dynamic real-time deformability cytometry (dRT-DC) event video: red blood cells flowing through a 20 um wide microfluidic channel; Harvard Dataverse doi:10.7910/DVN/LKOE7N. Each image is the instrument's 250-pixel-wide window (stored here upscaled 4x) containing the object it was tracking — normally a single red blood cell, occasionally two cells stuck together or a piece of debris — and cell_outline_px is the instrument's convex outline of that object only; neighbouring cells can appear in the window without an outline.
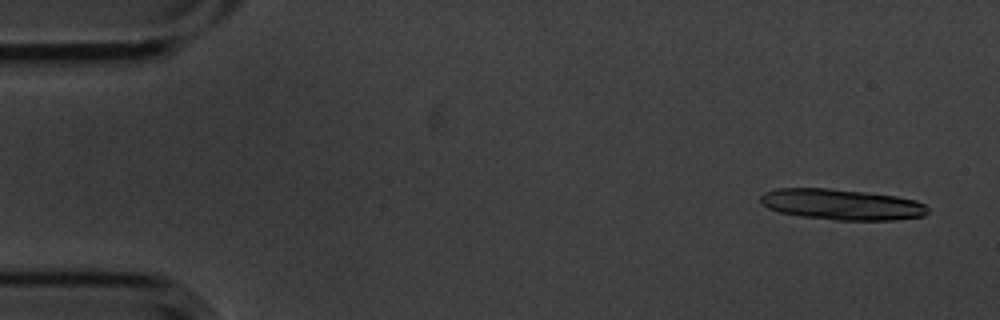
{"species": "common noctule bat (a hibernating species)", "species_latin": "Nyctalus noctula", "temperature_condition": "cold", "stored_images_in_passage": 6, "camera_frame_rate_fps": 3000, "um_per_image_px": 0.085, "animal": {"sex": "male", "body_mass_g": 20.1, "forearm_length_mm": 53.5}, "frame": {"image": 1, "passage_image": 1, "time_ms": 0.0, "image_size_px": [1000, 320], "cell_outline_px": [[928, 212], [924, 216], [892, 220], [836, 220], [800, 216], [780, 212], [768, 208], [760, 204], [760, 196], [764, 192], [776, 188], [828, 188], [868, 192], [896, 196], [916, 200], [924, 204], [928, 208]], "centroid_in_image_um": [71.52, 17.37], "position_along_channel_um": 13.5, "area_um2": 30.23}}